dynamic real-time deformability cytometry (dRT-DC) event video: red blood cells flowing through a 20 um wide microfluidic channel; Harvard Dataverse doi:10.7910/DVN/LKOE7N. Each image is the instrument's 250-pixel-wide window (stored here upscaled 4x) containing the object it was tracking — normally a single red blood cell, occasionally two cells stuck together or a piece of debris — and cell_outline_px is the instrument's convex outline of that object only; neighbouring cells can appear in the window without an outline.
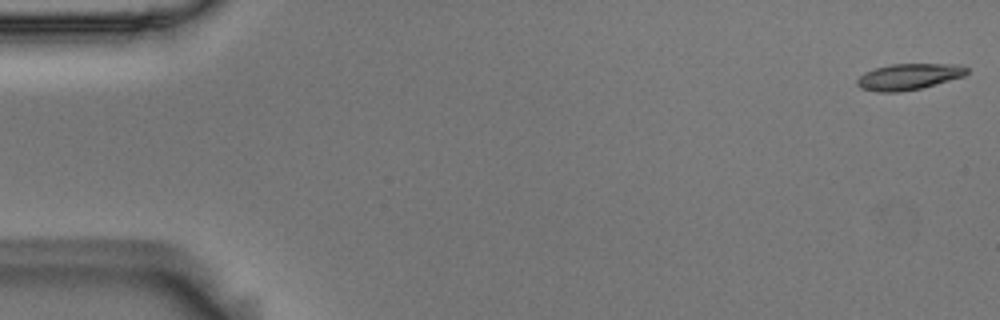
{"species": "Egyptian fruit bat (a non-hibernating species)", "species_latin": "Rousettus aegyptiacus", "temperature_condition": "room temperature", "stored_images_in_passage": 5, "camera_frame_rate_fps": 3000, "um_per_image_px": 0.085, "animal": {"sex": "male"}, "frame": {"image": 1, "passage_image": 1, "time_ms": 0.0, "image_size_px": [1000, 320], "cell_outline_px": [[968, 72], [964, 76], [936, 84], [920, 88], [900, 92], [876, 92], [860, 88], [856, 84], [856, 80], [864, 72], [876, 68], [892, 64], [960, 64], [968, 68]], "centroid_in_image_um": [77.23, 6.52], "position_along_channel_um": 7.8, "area_um2": 16.76}}